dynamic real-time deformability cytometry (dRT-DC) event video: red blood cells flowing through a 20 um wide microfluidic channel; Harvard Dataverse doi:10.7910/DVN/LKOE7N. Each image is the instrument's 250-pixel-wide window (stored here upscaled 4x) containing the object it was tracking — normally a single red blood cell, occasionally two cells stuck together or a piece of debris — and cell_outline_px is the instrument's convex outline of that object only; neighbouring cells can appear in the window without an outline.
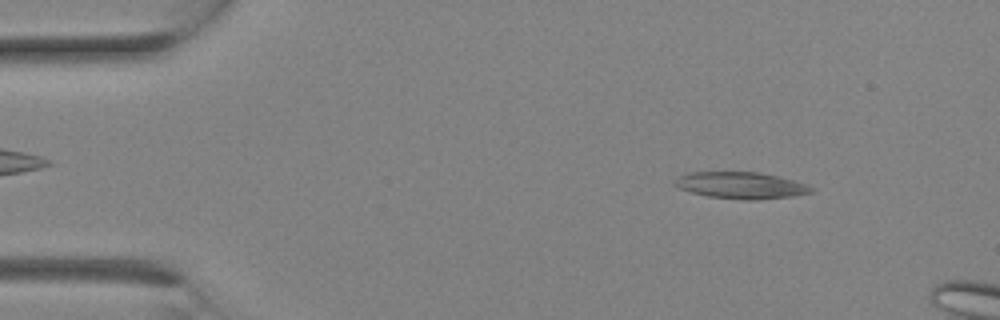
{"species": "Egyptian fruit bat (a non-hibernating species)", "species_latin": "Rousettus aegyptiacus", "temperature_condition": "room temperature", "stored_images_in_passage": 6, "camera_frame_rate_fps": 3000, "um_per_image_px": 0.085, "animal": {"sex": "female"}, "frame": {"image": 1, "passage_image": 3, "time_ms": 0.667, "image_size_px": [1000, 320], "cell_outline_px": [[816, 192], [796, 196], [756, 200], [744, 200], [708, 196], [692, 192], [680, 188], [672, 184], [672, 180], [688, 172], [760, 172], [808, 184], [816, 188]], "centroid_in_image_um": [63.03, 15.76], "position_along_channel_um": 22.0, "area_um2": 21.44}}